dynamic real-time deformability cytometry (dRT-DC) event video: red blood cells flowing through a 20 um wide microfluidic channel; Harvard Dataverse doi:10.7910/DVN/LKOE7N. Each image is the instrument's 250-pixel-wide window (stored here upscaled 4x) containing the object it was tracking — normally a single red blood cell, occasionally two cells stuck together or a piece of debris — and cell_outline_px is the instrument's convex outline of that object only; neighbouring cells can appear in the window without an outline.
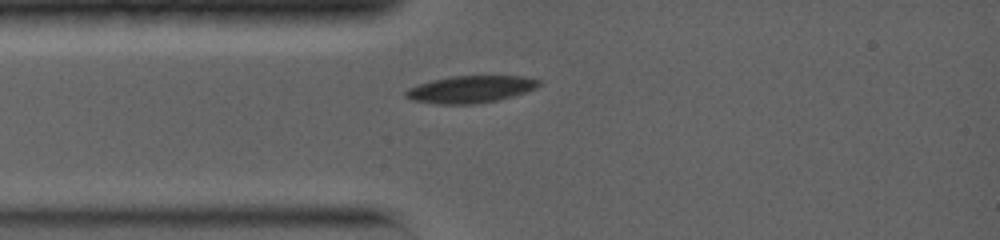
{"species": "common noctule bat (a hibernating species)", "species_latin": "Nyctalus noctula", "temperature_condition": "warm", "stored_images_in_passage": 2, "camera_frame_rate_fps": 5000, "um_per_image_px": 0.085, "animal": {"sex": "female", "body_mass_g": 19.0, "forearm_length_mm": 56.7}, "frame": {"image": 1, "passage_image": 2, "time_ms": 1.2, "image_size_px": [1000, 240], "cell_outline_px": [[540, 84], [536, 88], [512, 96], [496, 100], [472, 104], [436, 104], [412, 100], [404, 96], [404, 92], [408, 88], [432, 80], [452, 76], [524, 76], [540, 80]], "centroid_in_image_um": [39.97, 7.58], "position_along_channel_um": 45.0, "area_um2": 20.87}}